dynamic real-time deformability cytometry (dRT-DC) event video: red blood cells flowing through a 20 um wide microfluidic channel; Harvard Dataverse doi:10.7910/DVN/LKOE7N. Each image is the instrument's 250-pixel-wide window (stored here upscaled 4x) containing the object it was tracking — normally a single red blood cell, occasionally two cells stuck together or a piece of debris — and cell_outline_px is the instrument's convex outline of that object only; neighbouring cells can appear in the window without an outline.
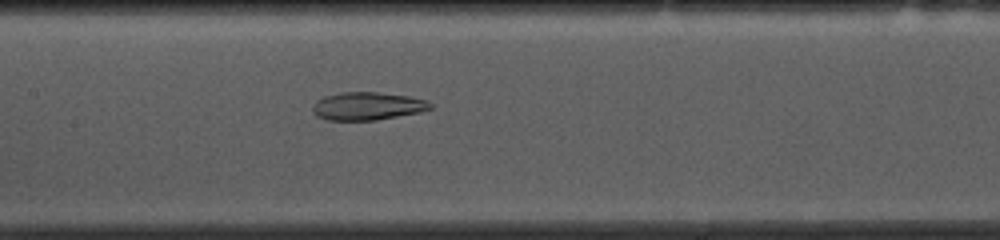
{"species": "common noctule bat (a hibernating species)", "species_latin": "Nyctalus noctula", "temperature_condition": "cold", "stored_images_in_passage": 38, "camera_frame_rate_fps": 3000, "um_per_image_px": 0.085, "animal": {"sex": "female", "body_mass_g": 10.0, "forearm_length_mm": 53.1}, "frame": {"image": 1, "passage_image": 9, "time_ms": 2.667, "image_size_px": [1000, 240], "cell_outline_px": [[432, 108], [420, 112], [376, 120], [328, 120], [316, 116], [312, 112], [312, 104], [316, 100], [324, 96], [340, 92], [376, 92], [408, 96], [428, 100], [432, 104]], "centroid_in_image_um": [31.2, 9.01], "position_along_channel_um": 176.2, "area_um2": 19.31}}
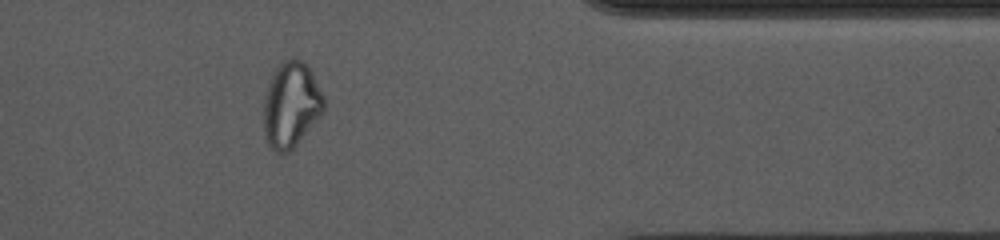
{"frame": {"image": 2, "passage_image": 28, "time_ms": 9.0, "image_size_px": [1000, 240], "cell_outline_px": [[324, 112], [296, 144], [288, 152], [276, 152], [268, 144], [264, 136], [264, 96], [268, 80], [272, 72], [284, 60], [300, 60], [312, 72], [324, 96]], "centroid_in_image_um": [24.72, 8.91], "position_along_channel_um": 386.7, "area_um2": 29.82}}
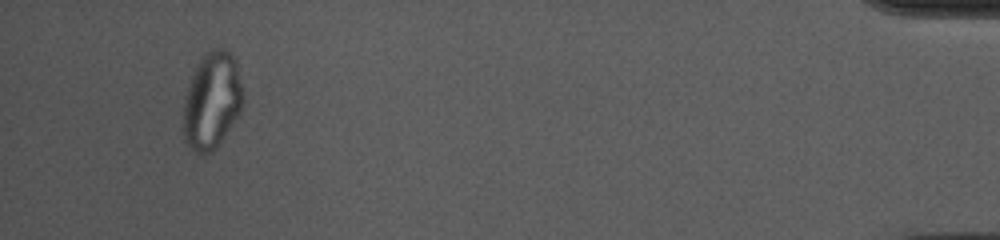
{"frame": {"image": 3, "passage_image": 35, "time_ms": 11.333, "image_size_px": [1000, 240], "cell_outline_px": [[244, 104], [240, 112], [216, 148], [212, 152], [196, 152], [184, 140], [184, 104], [188, 88], [192, 76], [200, 60], [212, 48], [224, 48], [232, 56], [236, 64], [244, 92]], "centroid_in_image_um": [18.05, 8.56], "position_along_channel_um": 417.2, "area_um2": 33.06}}